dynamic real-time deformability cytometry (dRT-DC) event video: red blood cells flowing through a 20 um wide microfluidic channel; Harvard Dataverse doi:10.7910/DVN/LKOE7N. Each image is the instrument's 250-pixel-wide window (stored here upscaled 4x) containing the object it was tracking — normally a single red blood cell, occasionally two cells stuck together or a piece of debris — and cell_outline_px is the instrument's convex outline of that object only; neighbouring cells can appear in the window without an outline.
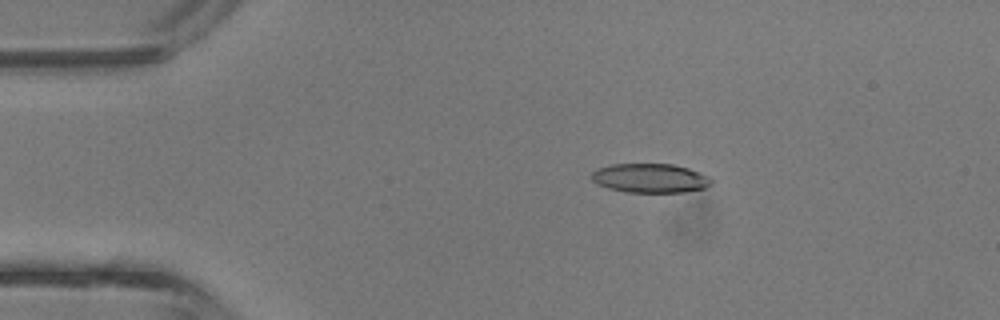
{"species": "common noctule bat (a hibernating species)", "species_latin": "Nyctalus noctula", "temperature_condition": "room temperature", "stored_images_in_passage": 40, "camera_frame_rate_fps": 3000, "um_per_image_px": 0.085, "animal": {"sex": "male", "body_mass_g": 13.3}, "frame": {"image": 1, "passage_image": 6, "time_ms": 1.667, "image_size_px": [1000, 320], "cell_outline_px": [[712, 184], [704, 188], [684, 192], [628, 192], [608, 188], [596, 184], [592, 180], [592, 172], [596, 168], [612, 164], [672, 164], [688, 168], [700, 172], [708, 176], [712, 180]], "centroid_in_image_um": [55.25, 15.14], "position_along_channel_um": 29.7, "area_um2": 20.4}}
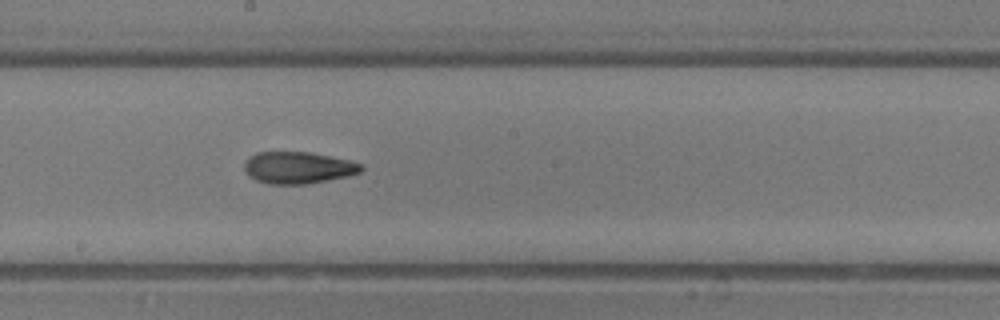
{"frame": {"image": 2, "passage_image": 21, "time_ms": 6.667, "image_size_px": [1000, 320], "cell_outline_px": [[364, 168], [360, 172], [348, 176], [308, 184], [268, 184], [256, 180], [248, 176], [244, 168], [244, 164], [256, 152], [312, 152], [348, 160], [360, 164]], "centroid_in_image_um": [25.34, 14.26], "position_along_channel_um": 222.9, "area_um2": 21.62}}
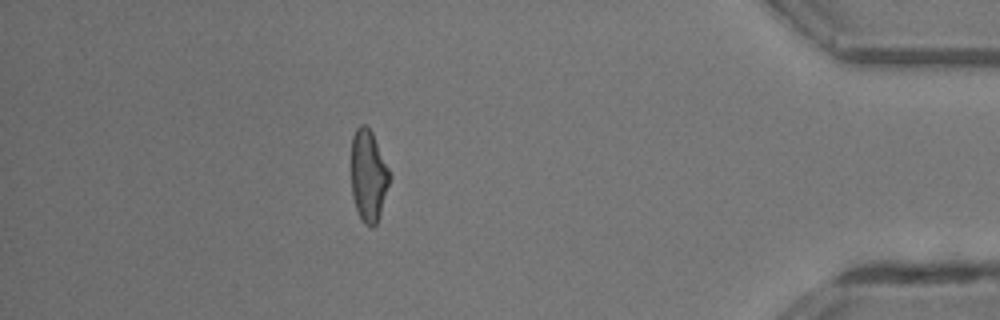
{"frame": {"image": 3, "passage_image": 35, "time_ms": 11.333, "image_size_px": [1000, 320], "cell_outline_px": [[388, 184], [380, 212], [376, 224], [372, 228], [368, 228], [364, 224], [356, 208], [352, 196], [352, 136], [356, 128], [360, 124], [364, 124], [372, 132], [388, 168]], "centroid_in_image_um": [31.28, 14.94], "position_along_channel_um": 403.9, "area_um2": 19.94}, "authors_computed_cell_mechanics": {"area_um2": 21.2704, "velocity_mm_per_s": 4.9276, "shape_relaxation_time_tau1_ms": 4.8314, "shape_relaxation_time_tau2_ms": 4.0027, "deformation_change_tau1": 0.1898, "deformation_change_tau2": 0.1348}}